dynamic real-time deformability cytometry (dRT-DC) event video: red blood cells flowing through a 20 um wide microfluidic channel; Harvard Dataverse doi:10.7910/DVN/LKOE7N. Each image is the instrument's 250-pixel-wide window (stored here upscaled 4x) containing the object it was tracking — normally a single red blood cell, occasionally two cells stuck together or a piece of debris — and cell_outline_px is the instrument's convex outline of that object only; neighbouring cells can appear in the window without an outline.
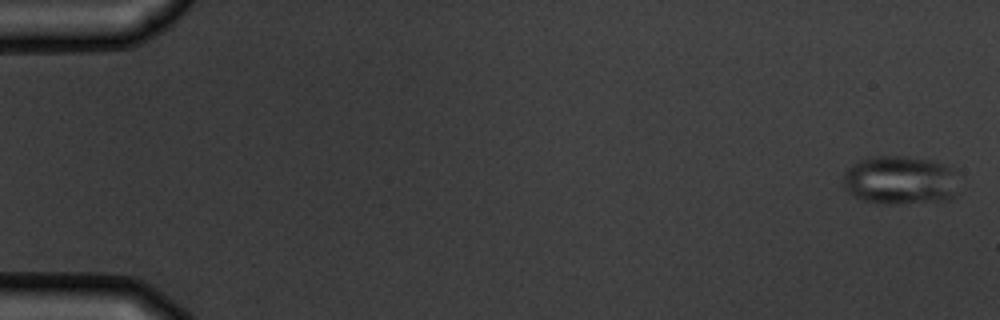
{"species": "common noctule bat (a hibernating species)", "species_latin": "Nyctalus noctula", "temperature_condition": "warm", "stored_images_in_passage": 11, "camera_frame_rate_fps": 3000, "um_per_image_px": 0.085, "animal": {"sex": "male", "body_mass_g": 19.5, "forearm_length_mm": 54.6}, "frame": {"image": 1, "passage_image": 1, "time_ms": 0.0, "image_size_px": [1000, 320], "cell_outline_px": [[956, 192], [952, 200], [896, 204], [880, 204], [860, 200], [848, 192], [844, 188], [844, 172], [852, 164], [860, 160], [872, 156], [900, 156], [928, 160], [944, 164], [948, 168]], "centroid_in_image_um": [76.4, 15.35], "position_along_channel_um": 8.6, "area_um2": 32.43}}
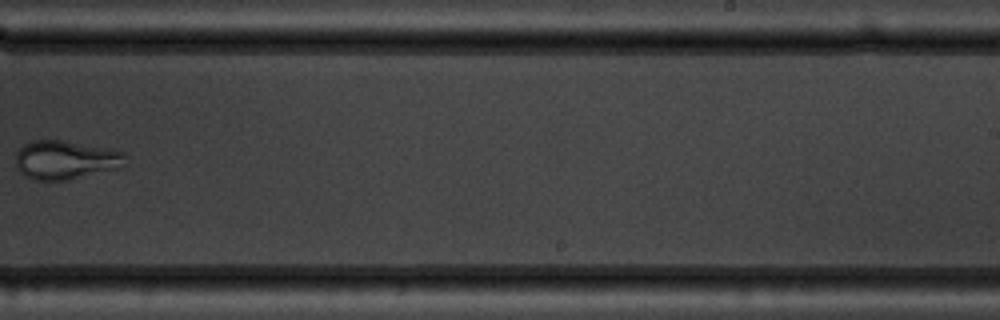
{"frame": {"image": 2, "passage_image": 10, "time_ms": 11.333, "image_size_px": [1000, 320], "cell_outline_px": [[124, 164], [120, 168], [68, 180], [36, 180], [24, 176], [16, 168], [16, 152], [24, 144], [32, 140], [60, 140], [108, 148], [124, 152]], "centroid_in_image_um": [5.54, 13.6], "position_along_channel_um": 283.5, "area_um2": 24.8}}
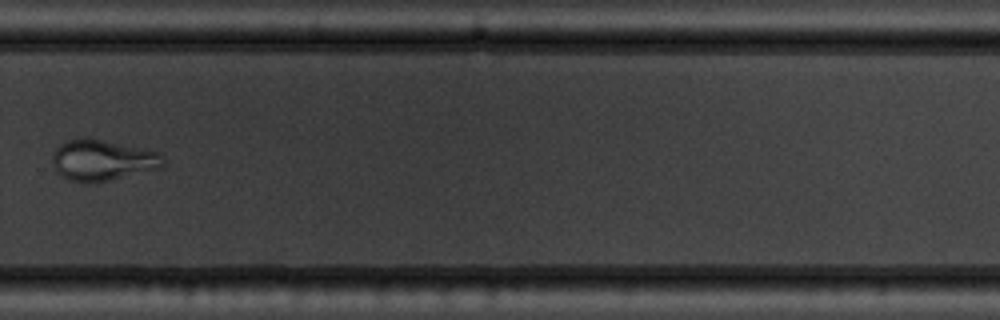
{"frame": {"image": 3, "passage_image": 11, "time_ms": 12.333, "image_size_px": [1000, 320], "cell_outline_px": [[164, 164], [160, 168], [112, 180], [68, 180], [60, 176], [52, 164], [52, 156], [56, 148], [60, 144], [68, 140], [100, 140], [160, 152]], "centroid_in_image_um": [8.71, 13.63], "position_along_channel_um": 321.1, "area_um2": 25.43}}